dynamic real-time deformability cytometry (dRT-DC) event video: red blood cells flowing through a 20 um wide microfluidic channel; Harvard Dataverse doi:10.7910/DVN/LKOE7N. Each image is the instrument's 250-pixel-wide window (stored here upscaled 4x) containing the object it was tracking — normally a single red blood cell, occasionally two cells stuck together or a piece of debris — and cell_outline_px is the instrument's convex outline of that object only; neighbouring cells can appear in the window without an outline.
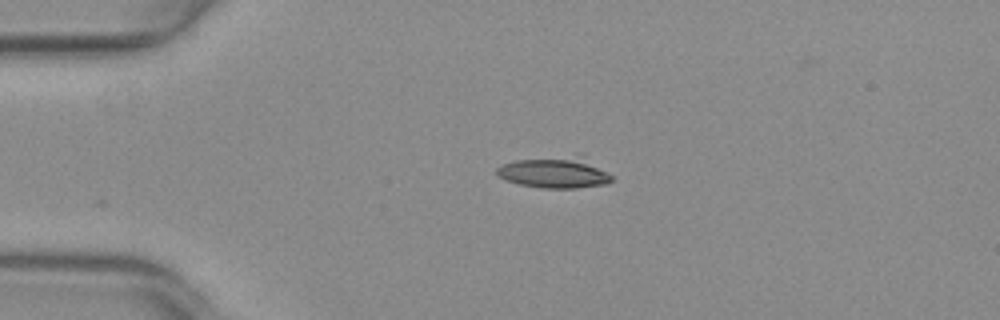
{"species": "common noctule bat (a hibernating species)", "species_latin": "Nyctalus noctula", "temperature_condition": "warm", "stored_images_in_passage": 9, "camera_frame_rate_fps": 3000, "um_per_image_px": 0.085, "animal": {"sex": "female", "body_mass_g": 29.2, "forearm_length_mm": 56.3}, "frame": {"image": 1, "passage_image": 1, "time_ms": 0.0, "image_size_px": [1000, 320], "cell_outline_px": [[612, 180], [604, 184], [576, 188], [544, 188], [520, 184], [504, 180], [496, 176], [496, 168], [500, 164], [516, 160], [584, 152], [608, 172], [612, 176]], "centroid_in_image_um": [47.19, 14.6], "position_along_channel_um": 37.8, "area_um2": 21.91}}